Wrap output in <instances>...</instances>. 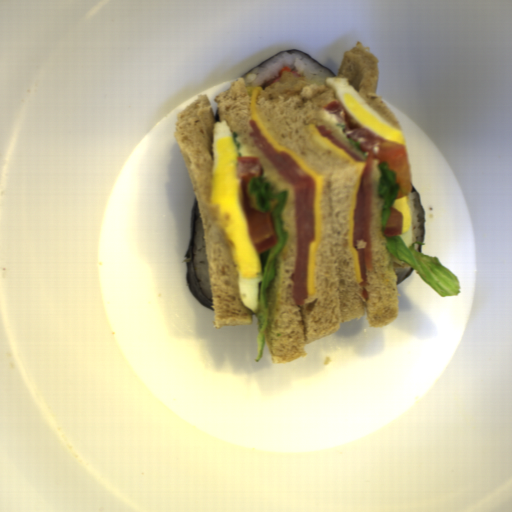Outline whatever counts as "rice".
<instances>
[{
	"instance_id": "1",
	"label": "rice",
	"mask_w": 512,
	"mask_h": 512,
	"mask_svg": "<svg viewBox=\"0 0 512 512\" xmlns=\"http://www.w3.org/2000/svg\"><path fill=\"white\" fill-rule=\"evenodd\" d=\"M285 67L293 69L301 75V78H305L309 84L327 85V78H335L321 65L302 52L293 51L278 54L262 66L248 73L242 79H244L247 88H262L264 91L272 85V82Z\"/></svg>"
},
{
	"instance_id": "2",
	"label": "rice",
	"mask_w": 512,
	"mask_h": 512,
	"mask_svg": "<svg viewBox=\"0 0 512 512\" xmlns=\"http://www.w3.org/2000/svg\"><path fill=\"white\" fill-rule=\"evenodd\" d=\"M194 266L196 282L200 291L213 301L211 275L207 259L203 221L199 207L196 211L193 238Z\"/></svg>"
},
{
	"instance_id": "3",
	"label": "rice",
	"mask_w": 512,
	"mask_h": 512,
	"mask_svg": "<svg viewBox=\"0 0 512 512\" xmlns=\"http://www.w3.org/2000/svg\"><path fill=\"white\" fill-rule=\"evenodd\" d=\"M406 196L408 204L411 230H412V245L414 242H422L424 237L423 213L421 203L415 191L411 189Z\"/></svg>"
},
{
	"instance_id": "4",
	"label": "rice",
	"mask_w": 512,
	"mask_h": 512,
	"mask_svg": "<svg viewBox=\"0 0 512 512\" xmlns=\"http://www.w3.org/2000/svg\"><path fill=\"white\" fill-rule=\"evenodd\" d=\"M413 267L410 266V268H396L395 271L397 274V285L401 283L403 280L407 278V276L410 274Z\"/></svg>"
},
{
	"instance_id": "5",
	"label": "rice",
	"mask_w": 512,
	"mask_h": 512,
	"mask_svg": "<svg viewBox=\"0 0 512 512\" xmlns=\"http://www.w3.org/2000/svg\"><path fill=\"white\" fill-rule=\"evenodd\" d=\"M420 245L421 244H417L416 243L415 246H414V250L417 251L418 253L420 252Z\"/></svg>"
}]
</instances>
